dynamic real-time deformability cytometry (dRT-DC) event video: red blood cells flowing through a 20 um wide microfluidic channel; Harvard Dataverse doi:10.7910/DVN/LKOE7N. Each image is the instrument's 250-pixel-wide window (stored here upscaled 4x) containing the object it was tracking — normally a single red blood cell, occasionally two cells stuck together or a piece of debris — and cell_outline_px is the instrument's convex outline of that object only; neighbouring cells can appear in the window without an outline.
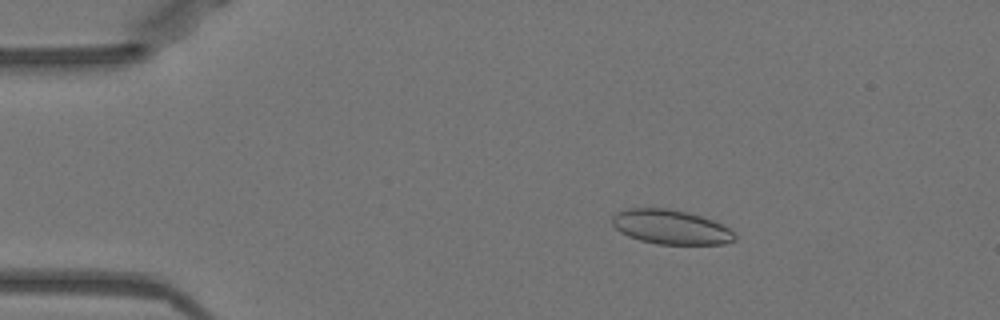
{"species": "Egyptian fruit bat (a non-hibernating species)", "species_latin": "Rousettus aegyptiacus", "temperature_condition": "warm", "stored_images_in_passage": 50, "camera_frame_rate_fps": 3000, "um_per_image_px": 0.085, "animal": {"sex": "female"}, "frame": {"image": 1, "passage_image": 8, "time_ms": 2.333, "image_size_px": [1000, 320], "cell_outline_px": [[736, 240], [724, 244], [656, 244], [640, 240], [628, 236], [620, 232], [612, 224], [612, 216], [616, 212], [628, 208], [668, 208], [700, 216], [712, 220], [728, 228], [736, 236]], "centroid_in_image_um": [56.98, 19.3], "position_along_channel_um": 28.0, "area_um2": 24.45}}
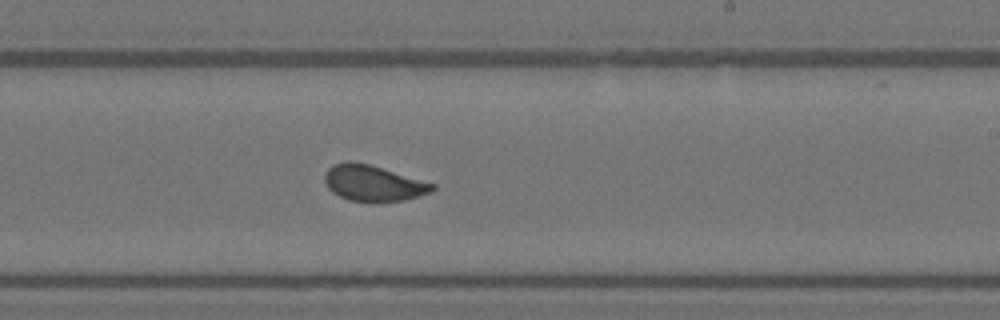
{"frame": {"image": 2, "passage_image": 30, "time_ms": 9.667, "image_size_px": [1000, 320], "cell_outline_px": [[436, 188], [432, 192], [420, 196], [404, 200], [348, 200], [332, 192], [328, 188], [324, 180], [324, 176], [328, 168], [336, 164], [348, 160], [368, 164], [436, 184]], "centroid_in_image_um": [31.73, 15.55], "position_along_channel_um": 257.3, "area_um2": 22.08}}
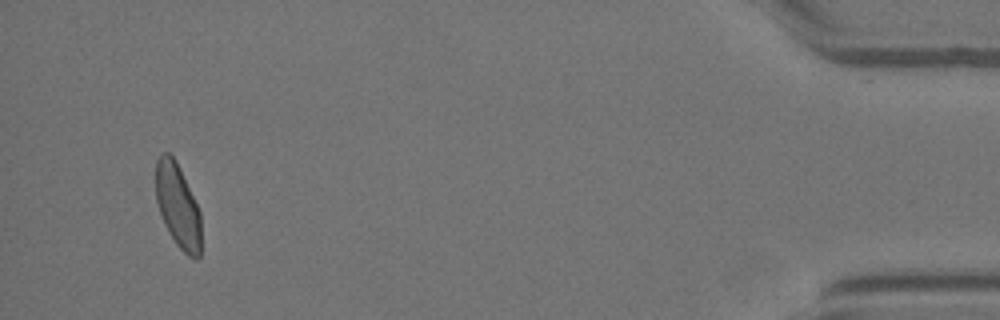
{"frame": {"image": 3, "passage_image": 48, "time_ms": 15.667, "image_size_px": [1000, 320], "cell_outline_px": [[200, 256], [196, 260], [188, 256], [176, 244], [164, 224], [156, 200], [156, 160], [160, 152], [168, 152], [176, 160], [200, 212]], "centroid_in_image_um": [15.1, 17.48], "position_along_channel_um": 420.1, "area_um2": 22.02}, "authors_computed_cell_mechanics": {"area_um2": 22.9466, "velocity_mm_per_s": 3.9633, "shape_relaxation_time_tau1_ms": 5.2287, "shape_relaxation_time_tau2_ms": 0.7541, "deformation_change_tau1": 0.1117, "deformation_change_tau2": 0.0395}}